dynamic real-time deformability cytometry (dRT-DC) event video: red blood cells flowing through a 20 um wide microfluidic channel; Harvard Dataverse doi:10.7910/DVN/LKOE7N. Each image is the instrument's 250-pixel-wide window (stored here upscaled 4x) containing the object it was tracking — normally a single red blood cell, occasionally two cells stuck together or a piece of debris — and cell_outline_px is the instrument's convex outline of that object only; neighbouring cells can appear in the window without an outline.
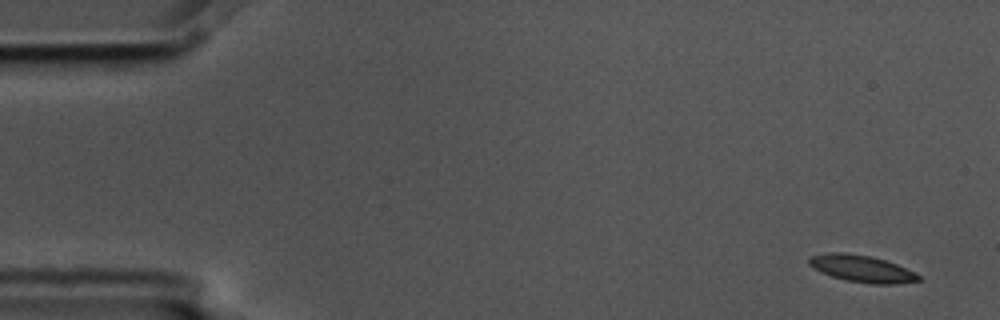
{"species": "common noctule bat (a hibernating species)", "species_latin": "Nyctalus noctula", "temperature_condition": "cold", "stored_images_in_passage": 5, "camera_frame_rate_fps": 3000, "um_per_image_px": 0.085, "animal": {"sex": "male", "body_mass_g": 17.5, "forearm_length_mm": 52.3}, "frame": {"image": 1, "passage_image": 1, "time_ms": 0.0, "image_size_px": [1000, 320], "cell_outline_px": [[920, 280], [896, 284], [872, 284], [848, 280], [832, 276], [820, 272], [812, 268], [808, 264], [808, 256], [828, 252], [844, 252], [872, 256], [896, 264], [916, 272], [920, 276]], "centroid_in_image_um": [73.22, 22.82], "position_along_channel_um": 11.8, "area_um2": 17.28}}
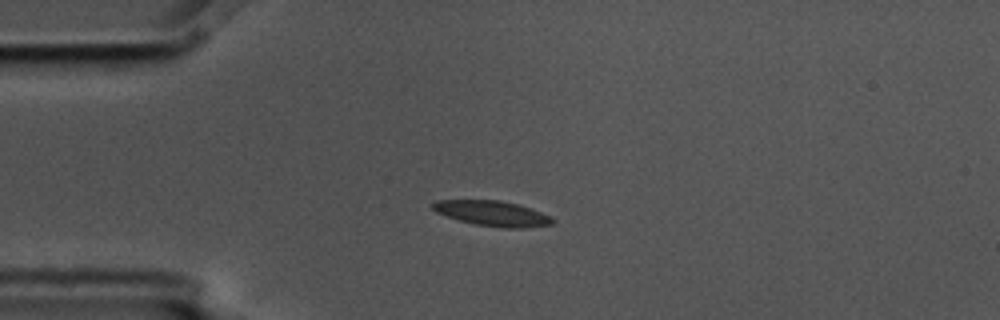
{"frame": {"image": 2, "passage_image": 4, "time_ms": 1.0, "image_size_px": [1000, 320], "cell_outline_px": [[556, 220], [552, 224], [524, 228], [504, 228], [476, 224], [460, 220], [436, 212], [432, 208], [432, 204], [436, 200], [500, 200], [532, 208], [552, 216]], "centroid_in_image_um": [41.91, 18.14], "position_along_channel_um": 43.1, "area_um2": 17.57}}